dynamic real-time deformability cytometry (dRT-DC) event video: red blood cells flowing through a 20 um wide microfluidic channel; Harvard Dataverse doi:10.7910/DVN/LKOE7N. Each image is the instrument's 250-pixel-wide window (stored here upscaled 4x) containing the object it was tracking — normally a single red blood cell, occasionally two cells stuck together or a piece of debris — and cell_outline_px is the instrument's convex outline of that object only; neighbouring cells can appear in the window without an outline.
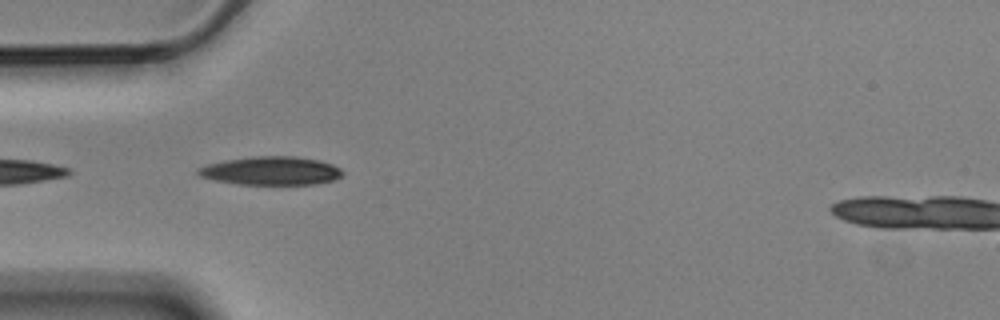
{"species": "Egyptian fruit bat (a non-hibernating species)", "species_latin": "Rousettus aegyptiacus", "temperature_condition": "cold", "stored_images_in_passage": 14, "camera_frame_rate_fps": 3000, "um_per_image_px": 0.085, "animal": {"sex": "male"}, "frame": {"image": 1, "passage_image": 3, "time_ms": 0.667, "image_size_px": [1000, 320], "cell_outline_px": [[344, 176], [332, 180], [316, 184], [236, 184], [216, 180], [200, 176], [196, 172], [196, 168], [208, 164], [224, 160], [256, 156], [296, 156], [320, 160], [332, 164], [340, 168], [344, 172]], "centroid_in_image_um": [23.06, 14.51], "position_along_channel_um": 61.9, "area_um2": 24.04}}
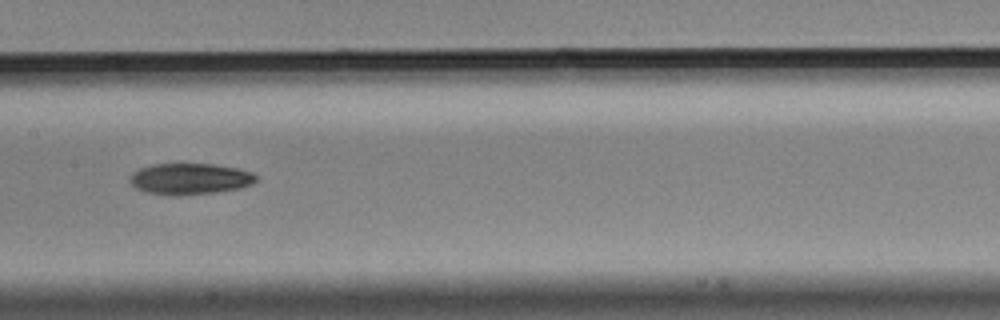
{"frame": {"image": 2, "passage_image": 6, "time_ms": 1.667, "image_size_px": [1000, 320], "cell_outline_px": [[256, 180], [252, 184], [240, 188], [216, 192], [180, 196], [164, 196], [148, 192], [136, 188], [128, 180], [132, 172], [140, 168], [152, 164], [212, 164], [236, 168], [252, 172], [256, 176]], "centroid_in_image_um": [16.11, 15.21], "position_along_channel_um": 191.3, "area_um2": 23.12}}
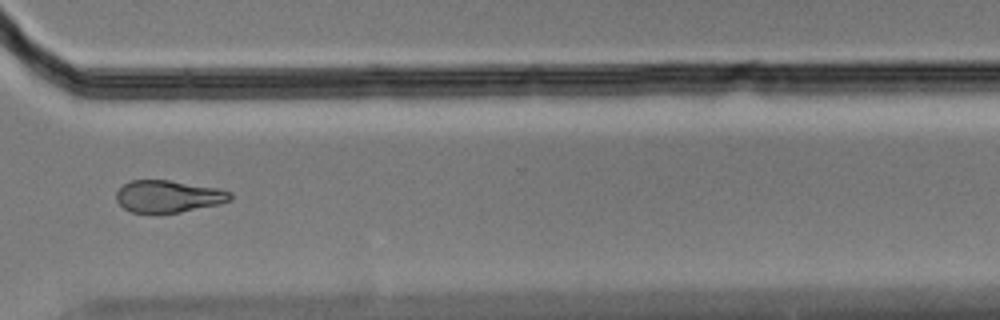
{"frame": {"image": 3, "passage_image": 10, "time_ms": 3.0, "image_size_px": [1000, 320], "cell_outline_px": [[232, 200], [220, 204], [180, 212], [132, 212], [124, 208], [116, 200], [116, 192], [124, 184], [132, 180], [168, 180], [216, 188], [232, 192]], "centroid_in_image_um": [14.32, 16.69], "position_along_channel_um": 356.3, "area_um2": 21.1}}